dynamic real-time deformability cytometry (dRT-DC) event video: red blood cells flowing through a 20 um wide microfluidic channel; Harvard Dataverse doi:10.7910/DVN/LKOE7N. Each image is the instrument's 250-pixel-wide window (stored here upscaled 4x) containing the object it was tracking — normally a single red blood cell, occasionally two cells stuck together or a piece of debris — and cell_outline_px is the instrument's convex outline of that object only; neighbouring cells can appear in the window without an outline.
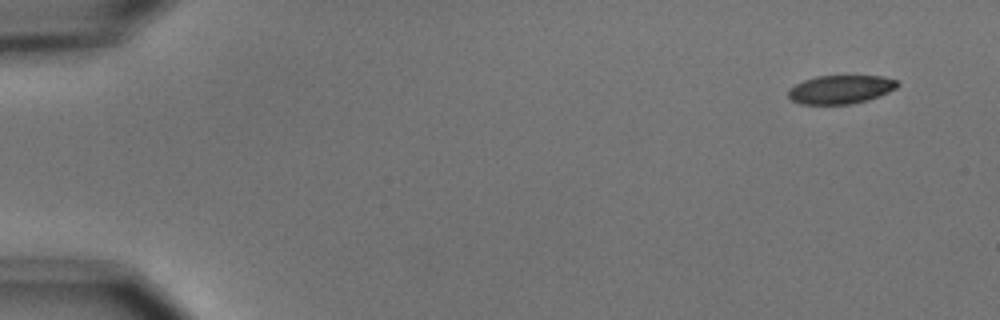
{"species": "common noctule bat (a hibernating species)", "species_latin": "Nyctalus noctula", "temperature_condition": "cold", "stored_images_in_passage": 5, "camera_frame_rate_fps": 3000, "um_per_image_px": 0.085, "animal": {"sex": "male", "body_mass_g": 15.6}, "frame": {"image": 1, "passage_image": 1, "time_ms": 0.0, "image_size_px": [1000, 320], "cell_outline_px": [[900, 84], [896, 88], [880, 96], [868, 100], [852, 104], [800, 104], [792, 100], [788, 96], [788, 88], [804, 80], [816, 76], [880, 76], [896, 80]], "centroid_in_image_um": [71.44, 7.61], "position_along_channel_um": 13.6, "area_um2": 18.21}}
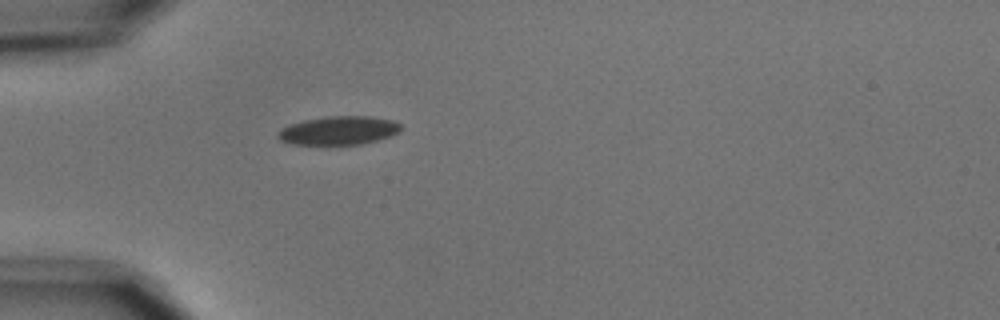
{"frame": {"image": 2, "passage_image": 5, "time_ms": 4.333, "image_size_px": [1000, 320], "cell_outline_px": [[400, 132], [392, 136], [360, 144], [292, 144], [280, 140], [276, 136], [276, 132], [280, 128], [288, 124], [304, 120], [328, 116], [372, 116], [392, 120], [400, 124]], "centroid_in_image_um": [28.76, 11.08], "position_along_channel_um": 56.2, "area_um2": 20.58}}